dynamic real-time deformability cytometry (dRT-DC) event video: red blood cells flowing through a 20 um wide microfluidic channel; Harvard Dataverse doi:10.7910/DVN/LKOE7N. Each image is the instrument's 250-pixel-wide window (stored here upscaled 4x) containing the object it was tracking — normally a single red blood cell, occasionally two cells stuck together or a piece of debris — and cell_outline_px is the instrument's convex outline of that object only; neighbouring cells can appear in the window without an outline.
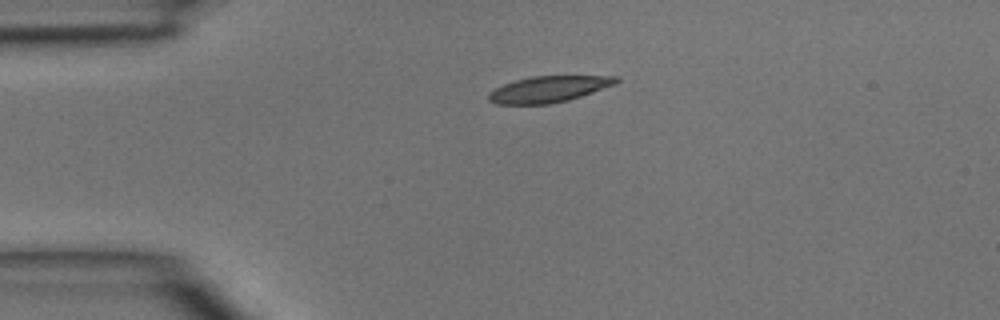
{"species": "common noctule bat (a hibernating species)", "species_latin": "Nyctalus noctula", "temperature_condition": "room temperature", "stored_images_in_passage": 36, "camera_frame_rate_fps": 3000, "um_per_image_px": 0.085, "animal": {"sex": "male", "body_mass_g": 15.6}, "frame": {"image": 1, "passage_image": 1, "time_ms": 0.0, "image_size_px": [1000, 320], "cell_outline_px": [[620, 80], [616, 84], [568, 100], [548, 104], [496, 104], [488, 100], [488, 92], [504, 84], [516, 80], [532, 76], [620, 76]], "centroid_in_image_um": [46.64, 7.57], "position_along_channel_um": 38.4, "area_um2": 19.36}}
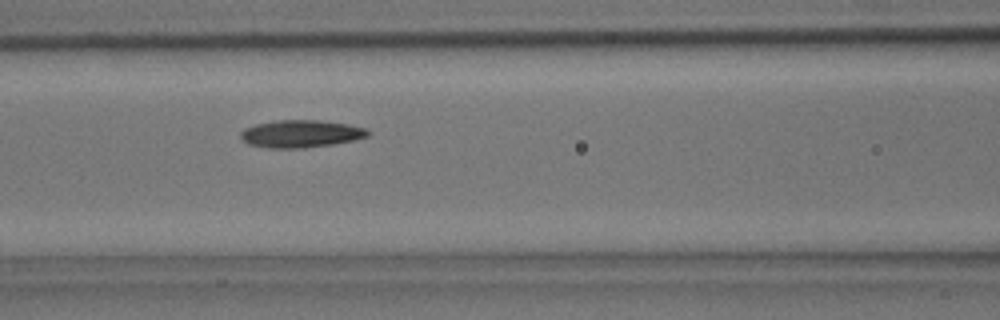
{"frame": {"image": 2, "passage_image": 10, "time_ms": 3.0, "image_size_px": [1000, 320], "cell_outline_px": [[372, 132], [368, 136], [352, 140], [332, 144], [304, 148], [268, 148], [248, 144], [240, 136], [240, 132], [244, 128], [256, 124], [276, 120], [320, 120], [348, 124], [364, 128]], "centroid_in_image_um": [25.56, 11.36], "position_along_channel_um": 141.0, "area_um2": 20.35}}
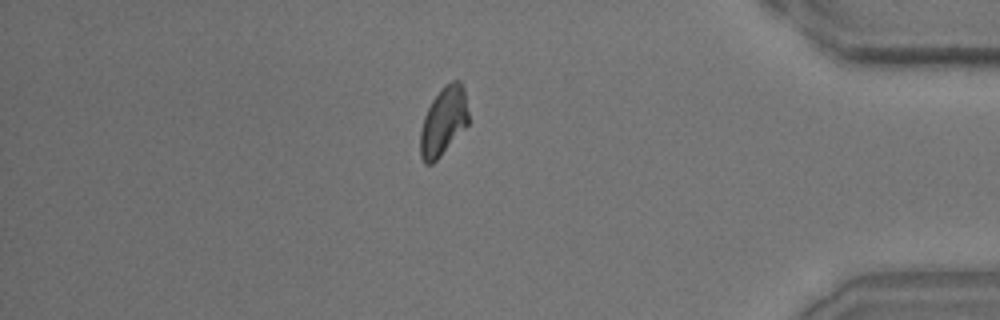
{"frame": {"image": 3, "passage_image": 30, "time_ms": 9.667, "image_size_px": [1000, 320], "cell_outline_px": [[468, 124], [440, 156], [432, 164], [424, 164], [420, 156], [420, 128], [424, 116], [432, 100], [440, 88], [444, 84], [452, 80], [460, 80], [464, 88], [468, 112]], "centroid_in_image_um": [37.68, 10.29], "position_along_channel_um": 397.5, "area_um2": 19.31}}